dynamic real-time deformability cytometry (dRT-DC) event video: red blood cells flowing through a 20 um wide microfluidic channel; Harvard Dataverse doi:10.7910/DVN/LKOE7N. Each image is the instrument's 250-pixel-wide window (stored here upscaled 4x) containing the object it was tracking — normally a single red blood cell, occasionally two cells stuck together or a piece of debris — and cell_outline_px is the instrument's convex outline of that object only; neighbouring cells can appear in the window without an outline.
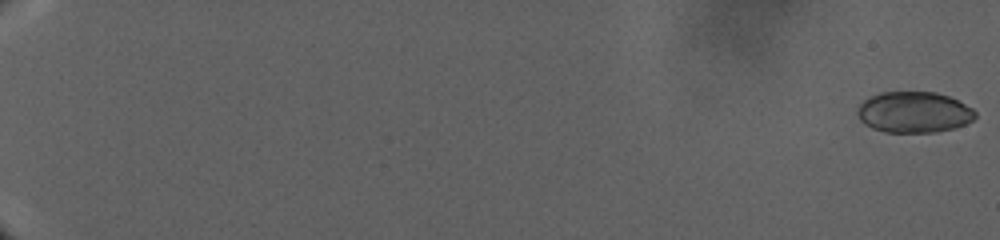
{"species": "human", "species_latin": "Homo sapiens", "temperature_condition": "warm", "stored_images_in_passage": 46, "camera_frame_rate_fps": 3000, "um_per_image_px": 0.085, "donor": {"sex": "male"}, "frame": {"image": 1, "passage_image": 1, "time_ms": 0.0, "image_size_px": [1000, 240], "cell_outline_px": [[976, 116], [972, 120], [964, 124], [952, 128], [936, 132], [884, 132], [872, 128], [864, 124], [860, 120], [856, 112], [856, 108], [864, 100], [880, 92], [936, 92], [948, 96], [972, 108], [976, 112]], "centroid_in_image_um": [77.64, 9.54], "position_along_channel_um": 7.4, "area_um2": 28.09}}
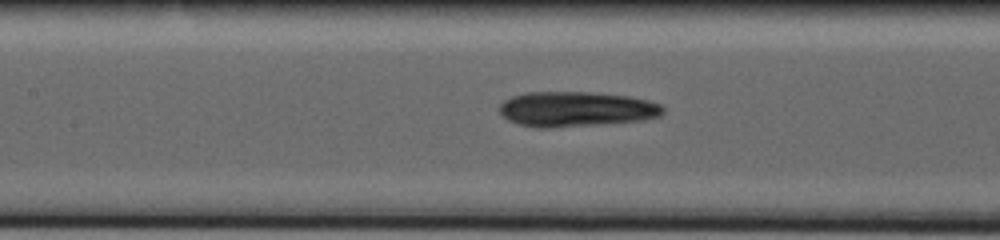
{"frame": {"image": 2, "passage_image": 26, "time_ms": 23.667, "image_size_px": [1000, 240], "cell_outline_px": [[664, 112], [660, 116], [644, 120], [548, 128], [536, 128], [520, 124], [508, 120], [500, 116], [500, 104], [504, 100], [512, 96], [524, 92], [596, 92], [628, 96], [648, 100], [660, 104], [664, 108]], "centroid_in_image_um": [48.95, 9.27], "position_along_channel_um": 158.4, "area_um2": 33.58}}
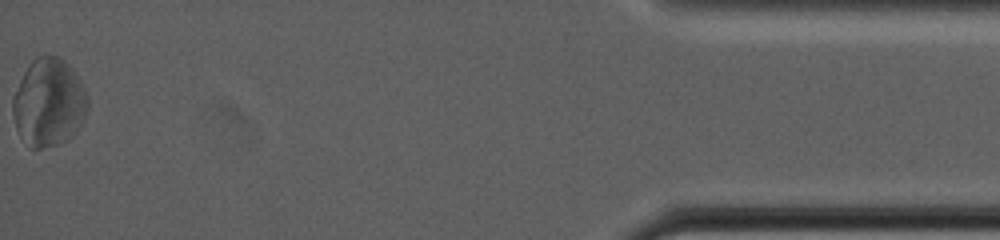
{"frame": {"image": 3, "passage_image": 46, "time_ms": 43.0, "image_size_px": [1000, 240], "cell_outline_px": [[88, 108], [84, 120], [80, 128], [68, 140], [60, 144], [40, 148], [32, 148], [20, 136], [16, 128], [12, 116], [12, 96], [28, 64], [36, 56], [60, 56], [72, 68], [80, 80], [88, 96]], "centroid_in_image_um": [4.15, 8.72], "position_along_channel_um": 431.1, "area_um2": 38.84}}